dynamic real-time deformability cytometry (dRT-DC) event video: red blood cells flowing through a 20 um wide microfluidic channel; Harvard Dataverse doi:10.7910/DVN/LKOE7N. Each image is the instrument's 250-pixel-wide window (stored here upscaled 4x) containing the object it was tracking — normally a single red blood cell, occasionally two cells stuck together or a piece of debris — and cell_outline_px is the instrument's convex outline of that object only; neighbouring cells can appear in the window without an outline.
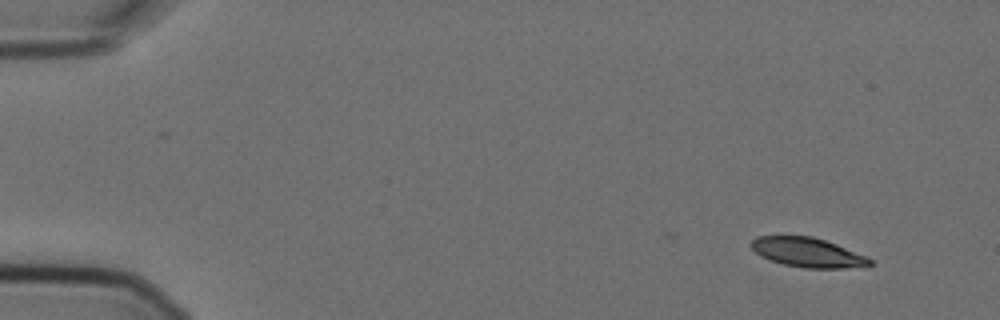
{"species": "Egyptian fruit bat (a non-hibernating species)", "species_latin": "Rousettus aegyptiacus", "temperature_condition": "cold", "stored_images_in_passage": 4, "camera_frame_rate_fps": 3000, "um_per_image_px": 0.085, "animal": {"sex": "female"}, "frame": {"image": 1, "passage_image": 1, "time_ms": 0.0, "image_size_px": [1000, 320], "cell_outline_px": [[872, 264], [844, 268], [804, 268], [784, 264], [760, 256], [748, 244], [756, 236], [812, 236], [836, 244], [864, 256], [872, 260]], "centroid_in_image_um": [68.58, 21.45], "position_along_channel_um": 16.4, "area_um2": 20.0}}